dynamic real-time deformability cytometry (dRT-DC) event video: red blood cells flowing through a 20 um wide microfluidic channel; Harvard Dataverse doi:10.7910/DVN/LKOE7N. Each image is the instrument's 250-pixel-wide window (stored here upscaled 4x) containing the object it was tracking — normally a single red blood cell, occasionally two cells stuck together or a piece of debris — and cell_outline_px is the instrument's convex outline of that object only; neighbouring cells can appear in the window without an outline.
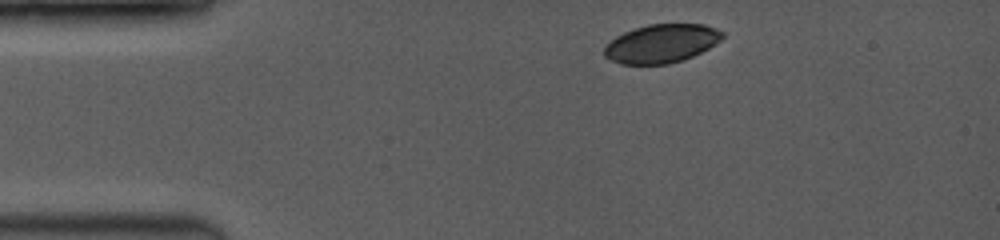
{"species": "common noctule bat (a hibernating species)", "species_latin": "Nyctalus noctula", "temperature_condition": "room temperature", "stored_images_in_passage": 3, "camera_frame_rate_fps": 3500, "um_per_image_px": 0.085, "animal": {"sex": "female", "body_mass_g": 19.0, "forearm_length_mm": 53.3}, "frame": {"image": 1, "passage_image": 1, "time_ms": 0.0, "image_size_px": [1000, 240], "cell_outline_px": [[724, 36], [720, 40], [708, 48], [692, 56], [668, 64], [620, 64], [604, 56], [604, 48], [616, 36], [624, 32], [648, 24], [704, 24], [716, 28], [724, 32]], "centroid_in_image_um": [56.23, 3.69], "position_along_channel_um": 28.8, "area_um2": 26.3}}